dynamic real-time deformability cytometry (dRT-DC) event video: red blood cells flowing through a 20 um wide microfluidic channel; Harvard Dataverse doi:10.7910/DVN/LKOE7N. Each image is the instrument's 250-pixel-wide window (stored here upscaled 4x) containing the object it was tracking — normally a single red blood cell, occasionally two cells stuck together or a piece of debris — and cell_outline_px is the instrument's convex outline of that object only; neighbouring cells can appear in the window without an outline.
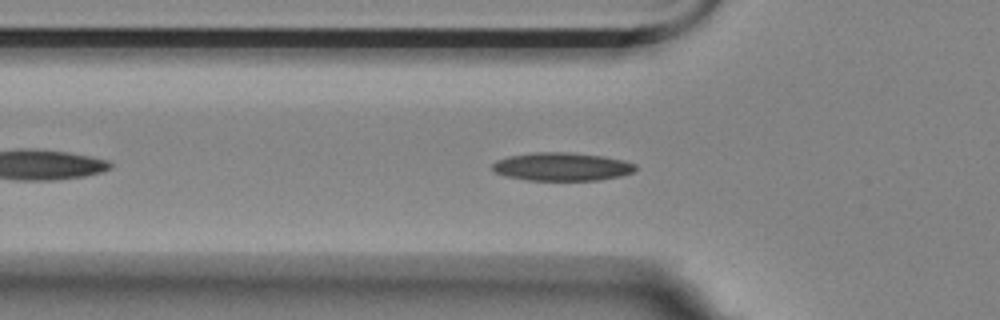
{"species": "Egyptian fruit bat (a non-hibernating species)", "species_latin": "Rousettus aegyptiacus", "temperature_condition": "room temperature", "stored_images_in_passage": 48, "camera_frame_rate_fps": 3000, "um_per_image_px": 0.085, "animal": {"sex": "female"}, "frame": {"image": 1, "passage_image": 9, "time_ms": 2.667, "image_size_px": [1000, 320], "cell_outline_px": [[636, 168], [632, 172], [620, 176], [600, 180], [528, 180], [504, 176], [492, 172], [492, 164], [496, 160], [508, 156], [536, 152], [572, 152], [604, 156], [624, 160], [636, 164]], "centroid_in_image_um": [47.73, 14.16], "position_along_channel_um": 78.1, "area_um2": 23.76}}
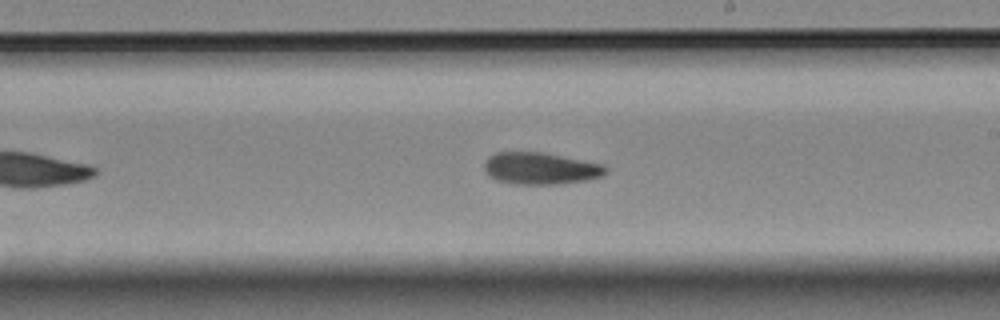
{"frame": {"image": 2, "passage_image": 23, "time_ms": 7.333, "image_size_px": [1000, 320], "cell_outline_px": [[608, 172], [604, 176], [584, 180], [556, 184], [516, 184], [496, 180], [488, 176], [484, 168], [484, 164], [488, 156], [496, 152], [540, 152], [604, 164], [608, 168]], "centroid_in_image_um": [45.94, 14.31], "position_along_channel_um": 243.1, "area_um2": 22.6}}
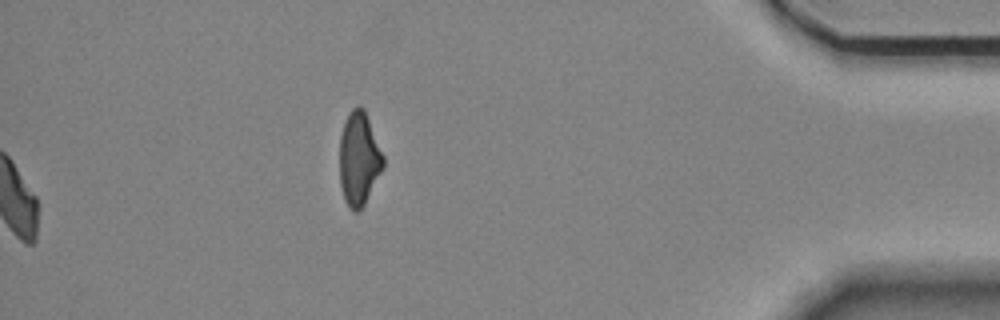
{"frame": {"image": 3, "passage_image": 48, "time_ms": 15.667, "image_size_px": [1000, 320], "cell_outline_px": [[384, 168], [364, 204], [356, 212], [352, 212], [348, 208], [344, 200], [340, 184], [340, 136], [344, 120], [348, 112], [356, 104], [360, 104], [364, 108], [384, 156]], "centroid_in_image_um": [30.5, 13.47], "position_along_channel_um": 404.7, "area_um2": 24.1}}